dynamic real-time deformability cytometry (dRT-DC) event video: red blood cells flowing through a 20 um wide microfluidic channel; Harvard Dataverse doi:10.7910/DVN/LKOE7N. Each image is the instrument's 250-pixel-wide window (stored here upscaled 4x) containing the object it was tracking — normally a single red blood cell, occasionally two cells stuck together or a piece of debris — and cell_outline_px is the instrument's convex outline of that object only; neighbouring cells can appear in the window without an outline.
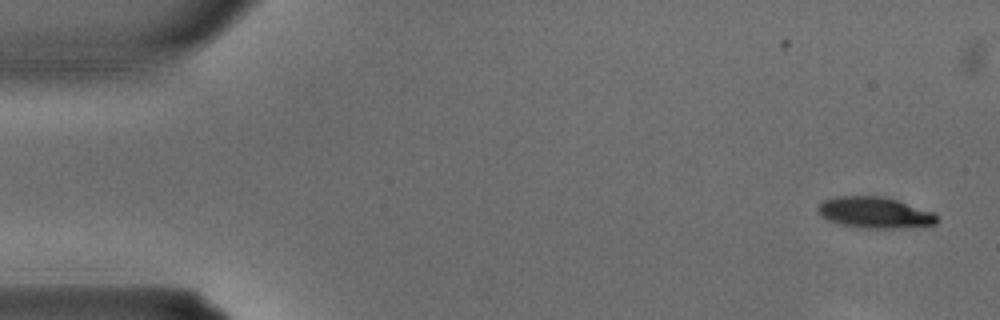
{"species": "common noctule bat (a hibernating species)", "species_latin": "Nyctalus noctula", "temperature_condition": "warm", "stored_images_in_passage": 4, "camera_frame_rate_fps": 3000, "um_per_image_px": 0.085, "animal": {"sex": "male", "body_mass_g": 15.6}, "frame": {"image": 1, "passage_image": 1, "time_ms": 0.0, "image_size_px": [1000, 320], "cell_outline_px": [[940, 220], [936, 224], [900, 228], [860, 228], [840, 224], [828, 220], [820, 216], [816, 208], [824, 200], [836, 196], [880, 196], [896, 200], [936, 212], [940, 216]], "centroid_in_image_um": [74.39, 18.08], "position_along_channel_um": 10.6, "area_um2": 21.85}}